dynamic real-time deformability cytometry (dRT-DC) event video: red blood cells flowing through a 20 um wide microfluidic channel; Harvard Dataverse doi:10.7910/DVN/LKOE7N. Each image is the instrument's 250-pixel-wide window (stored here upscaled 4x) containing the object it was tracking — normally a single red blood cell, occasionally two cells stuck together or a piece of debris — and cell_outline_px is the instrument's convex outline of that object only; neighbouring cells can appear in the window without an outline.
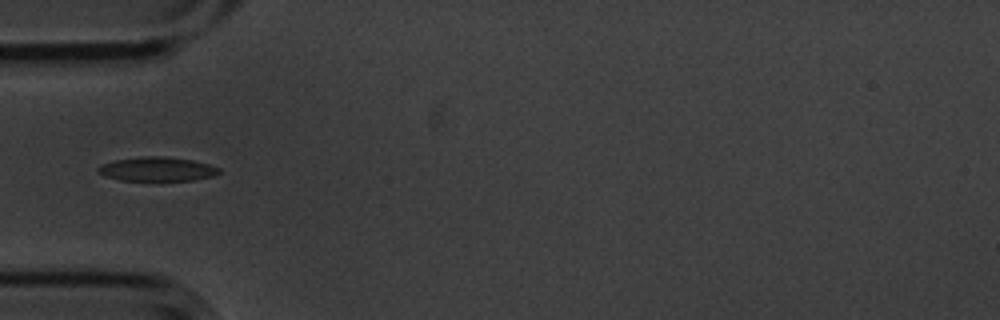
{"species": "common noctule bat (a hibernating species)", "species_latin": "Nyctalus noctula", "temperature_condition": "cold", "stored_images_in_passage": 4, "camera_frame_rate_fps": 3000, "um_per_image_px": 0.085, "animal": {"sex": "male", "body_mass_g": 20.1, "forearm_length_mm": 53.5}, "frame": {"image": 1, "passage_image": 2, "time_ms": 0.333, "image_size_px": [1000, 320], "cell_outline_px": [[220, 172], [212, 176], [192, 180], [160, 184], [120, 180], [104, 176], [96, 172], [96, 168], [100, 164], [116, 160], [144, 156], [164, 156], [192, 160], [208, 164], [220, 168]], "centroid_in_image_um": [13.31, 14.43], "position_along_channel_um": 71.7, "area_um2": 17.98}}
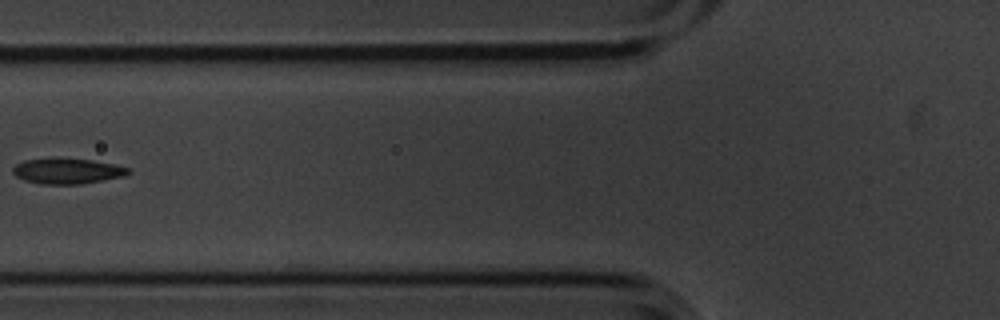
{"frame": {"image": 2, "passage_image": 3, "time_ms": 0.667, "image_size_px": [1000, 320], "cell_outline_px": [[132, 172], [124, 176], [80, 184], [40, 184], [24, 180], [16, 176], [12, 172], [12, 168], [16, 164], [24, 160], [92, 160], [116, 164], [128, 168]], "centroid_in_image_um": [5.74, 14.57], "position_along_channel_um": 120.1, "area_um2": 16.65}}
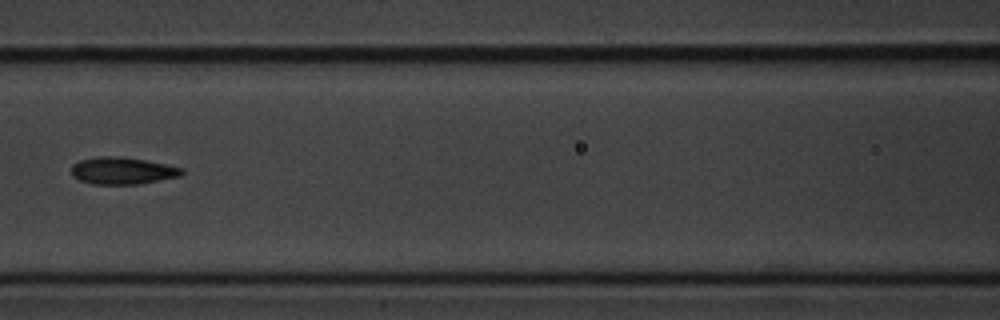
{"frame": {"image": 3, "passage_image": 4, "time_ms": 1.0, "image_size_px": [1000, 320], "cell_outline_px": [[184, 172], [180, 176], [140, 184], [92, 184], [80, 180], [72, 176], [72, 164], [80, 160], [100, 156], [124, 156], [184, 168]], "centroid_in_image_um": [10.4, 14.51], "position_along_channel_um": 156.2, "area_um2": 17.46}}